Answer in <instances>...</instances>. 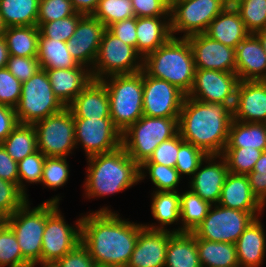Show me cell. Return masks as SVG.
<instances>
[{"mask_svg": "<svg viewBox=\"0 0 266 267\" xmlns=\"http://www.w3.org/2000/svg\"><path fill=\"white\" fill-rule=\"evenodd\" d=\"M247 177L253 194L266 206V175L259 172H250Z\"/></svg>", "mask_w": 266, "mask_h": 267, "instance_id": "680465c9", "label": "cell"}, {"mask_svg": "<svg viewBox=\"0 0 266 267\" xmlns=\"http://www.w3.org/2000/svg\"><path fill=\"white\" fill-rule=\"evenodd\" d=\"M204 34L236 49L238 44L250 33L246 30L238 11L230 3L211 21Z\"/></svg>", "mask_w": 266, "mask_h": 267, "instance_id": "83f0119b", "label": "cell"}, {"mask_svg": "<svg viewBox=\"0 0 266 267\" xmlns=\"http://www.w3.org/2000/svg\"><path fill=\"white\" fill-rule=\"evenodd\" d=\"M65 106L54 95L45 69H39L22 83L21 97L15 107L20 124H33L60 112Z\"/></svg>", "mask_w": 266, "mask_h": 267, "instance_id": "ba28073f", "label": "cell"}, {"mask_svg": "<svg viewBox=\"0 0 266 267\" xmlns=\"http://www.w3.org/2000/svg\"><path fill=\"white\" fill-rule=\"evenodd\" d=\"M218 204L245 212H262L265 207L253 194L247 175L231 172L225 178Z\"/></svg>", "mask_w": 266, "mask_h": 267, "instance_id": "cb8c5ba5", "label": "cell"}, {"mask_svg": "<svg viewBox=\"0 0 266 267\" xmlns=\"http://www.w3.org/2000/svg\"><path fill=\"white\" fill-rule=\"evenodd\" d=\"M83 14L75 13L64 19H58L44 24H37L39 28V37H46L49 39L66 42L74 34L78 22Z\"/></svg>", "mask_w": 266, "mask_h": 267, "instance_id": "f6af8a7d", "label": "cell"}, {"mask_svg": "<svg viewBox=\"0 0 266 267\" xmlns=\"http://www.w3.org/2000/svg\"><path fill=\"white\" fill-rule=\"evenodd\" d=\"M9 56L6 40L4 36H0V69L6 67Z\"/></svg>", "mask_w": 266, "mask_h": 267, "instance_id": "94428289", "label": "cell"}, {"mask_svg": "<svg viewBox=\"0 0 266 267\" xmlns=\"http://www.w3.org/2000/svg\"><path fill=\"white\" fill-rule=\"evenodd\" d=\"M57 99L67 107L93 80L91 70L78 65L71 69H45Z\"/></svg>", "mask_w": 266, "mask_h": 267, "instance_id": "603a6c76", "label": "cell"}, {"mask_svg": "<svg viewBox=\"0 0 266 267\" xmlns=\"http://www.w3.org/2000/svg\"><path fill=\"white\" fill-rule=\"evenodd\" d=\"M67 107L73 118L111 119L109 96L100 80H92Z\"/></svg>", "mask_w": 266, "mask_h": 267, "instance_id": "d4e9b609", "label": "cell"}, {"mask_svg": "<svg viewBox=\"0 0 266 267\" xmlns=\"http://www.w3.org/2000/svg\"><path fill=\"white\" fill-rule=\"evenodd\" d=\"M59 196L47 200V219L44 227L41 264H54L81 243V218L76 228L70 226L59 211Z\"/></svg>", "mask_w": 266, "mask_h": 267, "instance_id": "52a82bcc", "label": "cell"}, {"mask_svg": "<svg viewBox=\"0 0 266 267\" xmlns=\"http://www.w3.org/2000/svg\"><path fill=\"white\" fill-rule=\"evenodd\" d=\"M254 34L258 37V39L262 45V48L264 49V52L266 53V28L254 33Z\"/></svg>", "mask_w": 266, "mask_h": 267, "instance_id": "be15d7a7", "label": "cell"}, {"mask_svg": "<svg viewBox=\"0 0 266 267\" xmlns=\"http://www.w3.org/2000/svg\"><path fill=\"white\" fill-rule=\"evenodd\" d=\"M179 151V133L161 142L153 151L152 155L144 163H158L167 167L176 166Z\"/></svg>", "mask_w": 266, "mask_h": 267, "instance_id": "f907efd6", "label": "cell"}, {"mask_svg": "<svg viewBox=\"0 0 266 267\" xmlns=\"http://www.w3.org/2000/svg\"><path fill=\"white\" fill-rule=\"evenodd\" d=\"M39 28L37 26L8 27L4 33L9 55L37 57Z\"/></svg>", "mask_w": 266, "mask_h": 267, "instance_id": "e575fe53", "label": "cell"}, {"mask_svg": "<svg viewBox=\"0 0 266 267\" xmlns=\"http://www.w3.org/2000/svg\"><path fill=\"white\" fill-rule=\"evenodd\" d=\"M17 163L37 151L36 131L32 124H18L1 143Z\"/></svg>", "mask_w": 266, "mask_h": 267, "instance_id": "8d00e7d4", "label": "cell"}, {"mask_svg": "<svg viewBox=\"0 0 266 267\" xmlns=\"http://www.w3.org/2000/svg\"><path fill=\"white\" fill-rule=\"evenodd\" d=\"M22 82L5 67L0 69V104L15 109L21 97Z\"/></svg>", "mask_w": 266, "mask_h": 267, "instance_id": "681fc988", "label": "cell"}, {"mask_svg": "<svg viewBox=\"0 0 266 267\" xmlns=\"http://www.w3.org/2000/svg\"><path fill=\"white\" fill-rule=\"evenodd\" d=\"M31 267L23 258L15 233L0 219V267Z\"/></svg>", "mask_w": 266, "mask_h": 267, "instance_id": "74e56055", "label": "cell"}, {"mask_svg": "<svg viewBox=\"0 0 266 267\" xmlns=\"http://www.w3.org/2000/svg\"><path fill=\"white\" fill-rule=\"evenodd\" d=\"M73 8L77 13L83 15H93L99 0H71Z\"/></svg>", "mask_w": 266, "mask_h": 267, "instance_id": "91938a15", "label": "cell"}, {"mask_svg": "<svg viewBox=\"0 0 266 267\" xmlns=\"http://www.w3.org/2000/svg\"><path fill=\"white\" fill-rule=\"evenodd\" d=\"M217 158H219V162L215 160ZM203 162L207 165L202 166L204 164ZM228 173L227 163L222 155H207L194 175L189 177L191 178L189 181L190 191L199 195L211 205L218 204L221 190Z\"/></svg>", "mask_w": 266, "mask_h": 267, "instance_id": "d6986e66", "label": "cell"}, {"mask_svg": "<svg viewBox=\"0 0 266 267\" xmlns=\"http://www.w3.org/2000/svg\"><path fill=\"white\" fill-rule=\"evenodd\" d=\"M100 81L107 89L112 122L123 133L143 116V69L107 76Z\"/></svg>", "mask_w": 266, "mask_h": 267, "instance_id": "5b68a950", "label": "cell"}, {"mask_svg": "<svg viewBox=\"0 0 266 267\" xmlns=\"http://www.w3.org/2000/svg\"><path fill=\"white\" fill-rule=\"evenodd\" d=\"M164 267H202L192 232L169 231Z\"/></svg>", "mask_w": 266, "mask_h": 267, "instance_id": "f1b7e54d", "label": "cell"}, {"mask_svg": "<svg viewBox=\"0 0 266 267\" xmlns=\"http://www.w3.org/2000/svg\"><path fill=\"white\" fill-rule=\"evenodd\" d=\"M168 241L169 230L143 227L126 267H164Z\"/></svg>", "mask_w": 266, "mask_h": 267, "instance_id": "44dd1931", "label": "cell"}, {"mask_svg": "<svg viewBox=\"0 0 266 267\" xmlns=\"http://www.w3.org/2000/svg\"><path fill=\"white\" fill-rule=\"evenodd\" d=\"M39 65L42 69H71L78 66L67 49V43L46 37L38 39Z\"/></svg>", "mask_w": 266, "mask_h": 267, "instance_id": "836d02e7", "label": "cell"}, {"mask_svg": "<svg viewBox=\"0 0 266 267\" xmlns=\"http://www.w3.org/2000/svg\"><path fill=\"white\" fill-rule=\"evenodd\" d=\"M6 25L4 24L3 18L0 14V36H4V33L6 31Z\"/></svg>", "mask_w": 266, "mask_h": 267, "instance_id": "e7e4bbea", "label": "cell"}, {"mask_svg": "<svg viewBox=\"0 0 266 267\" xmlns=\"http://www.w3.org/2000/svg\"><path fill=\"white\" fill-rule=\"evenodd\" d=\"M18 124L15 109L0 104V144Z\"/></svg>", "mask_w": 266, "mask_h": 267, "instance_id": "6f0895ef", "label": "cell"}, {"mask_svg": "<svg viewBox=\"0 0 266 267\" xmlns=\"http://www.w3.org/2000/svg\"><path fill=\"white\" fill-rule=\"evenodd\" d=\"M69 172L66 157H46L41 183L45 187L57 190L68 181Z\"/></svg>", "mask_w": 266, "mask_h": 267, "instance_id": "bcb514c9", "label": "cell"}, {"mask_svg": "<svg viewBox=\"0 0 266 267\" xmlns=\"http://www.w3.org/2000/svg\"><path fill=\"white\" fill-rule=\"evenodd\" d=\"M136 17L170 16V9L162 0H132Z\"/></svg>", "mask_w": 266, "mask_h": 267, "instance_id": "f5cc1de1", "label": "cell"}, {"mask_svg": "<svg viewBox=\"0 0 266 267\" xmlns=\"http://www.w3.org/2000/svg\"><path fill=\"white\" fill-rule=\"evenodd\" d=\"M190 43L196 69L235 73V49L213 40L204 33L186 37Z\"/></svg>", "mask_w": 266, "mask_h": 267, "instance_id": "ac0fdd59", "label": "cell"}, {"mask_svg": "<svg viewBox=\"0 0 266 267\" xmlns=\"http://www.w3.org/2000/svg\"><path fill=\"white\" fill-rule=\"evenodd\" d=\"M6 68L22 83L30 79L39 69L37 57L9 56Z\"/></svg>", "mask_w": 266, "mask_h": 267, "instance_id": "816d5d0a", "label": "cell"}, {"mask_svg": "<svg viewBox=\"0 0 266 267\" xmlns=\"http://www.w3.org/2000/svg\"><path fill=\"white\" fill-rule=\"evenodd\" d=\"M239 81H266V53L258 37L250 33L235 49Z\"/></svg>", "mask_w": 266, "mask_h": 267, "instance_id": "7402d4cb", "label": "cell"}, {"mask_svg": "<svg viewBox=\"0 0 266 267\" xmlns=\"http://www.w3.org/2000/svg\"><path fill=\"white\" fill-rule=\"evenodd\" d=\"M186 94L166 80L149 76L143 70V115L179 118Z\"/></svg>", "mask_w": 266, "mask_h": 267, "instance_id": "5bb4252c", "label": "cell"}, {"mask_svg": "<svg viewBox=\"0 0 266 267\" xmlns=\"http://www.w3.org/2000/svg\"><path fill=\"white\" fill-rule=\"evenodd\" d=\"M249 33L266 28V0H230Z\"/></svg>", "mask_w": 266, "mask_h": 267, "instance_id": "f35d334b", "label": "cell"}, {"mask_svg": "<svg viewBox=\"0 0 266 267\" xmlns=\"http://www.w3.org/2000/svg\"><path fill=\"white\" fill-rule=\"evenodd\" d=\"M75 142L81 145L87 157L108 153L121 146V132L112 119L74 118Z\"/></svg>", "mask_w": 266, "mask_h": 267, "instance_id": "9a60e30c", "label": "cell"}, {"mask_svg": "<svg viewBox=\"0 0 266 267\" xmlns=\"http://www.w3.org/2000/svg\"><path fill=\"white\" fill-rule=\"evenodd\" d=\"M252 172H259L260 174L266 175V151L262 152Z\"/></svg>", "mask_w": 266, "mask_h": 267, "instance_id": "6125c7cd", "label": "cell"}, {"mask_svg": "<svg viewBox=\"0 0 266 267\" xmlns=\"http://www.w3.org/2000/svg\"><path fill=\"white\" fill-rule=\"evenodd\" d=\"M75 13L71 0H40L37 24L64 19Z\"/></svg>", "mask_w": 266, "mask_h": 267, "instance_id": "c3c4849f", "label": "cell"}, {"mask_svg": "<svg viewBox=\"0 0 266 267\" xmlns=\"http://www.w3.org/2000/svg\"><path fill=\"white\" fill-rule=\"evenodd\" d=\"M143 70L151 77L166 80L188 95L196 71L190 43L184 37L172 36L143 59Z\"/></svg>", "mask_w": 266, "mask_h": 267, "instance_id": "277c9868", "label": "cell"}, {"mask_svg": "<svg viewBox=\"0 0 266 267\" xmlns=\"http://www.w3.org/2000/svg\"><path fill=\"white\" fill-rule=\"evenodd\" d=\"M212 205L203 200L199 195L188 190L180 194V220L181 227L172 232H193L204 220Z\"/></svg>", "mask_w": 266, "mask_h": 267, "instance_id": "d590c367", "label": "cell"}, {"mask_svg": "<svg viewBox=\"0 0 266 267\" xmlns=\"http://www.w3.org/2000/svg\"><path fill=\"white\" fill-rule=\"evenodd\" d=\"M238 83L236 73L196 69L194 83L187 96L205 103H222L233 109Z\"/></svg>", "mask_w": 266, "mask_h": 267, "instance_id": "2e32d148", "label": "cell"}, {"mask_svg": "<svg viewBox=\"0 0 266 267\" xmlns=\"http://www.w3.org/2000/svg\"><path fill=\"white\" fill-rule=\"evenodd\" d=\"M261 213L245 212L215 204L192 233L196 239L235 244L249 224Z\"/></svg>", "mask_w": 266, "mask_h": 267, "instance_id": "30bf717a", "label": "cell"}, {"mask_svg": "<svg viewBox=\"0 0 266 267\" xmlns=\"http://www.w3.org/2000/svg\"><path fill=\"white\" fill-rule=\"evenodd\" d=\"M55 267H95L88 250L80 243L74 250L54 263Z\"/></svg>", "mask_w": 266, "mask_h": 267, "instance_id": "db71d44e", "label": "cell"}, {"mask_svg": "<svg viewBox=\"0 0 266 267\" xmlns=\"http://www.w3.org/2000/svg\"><path fill=\"white\" fill-rule=\"evenodd\" d=\"M93 16L106 28L116 22L136 17L132 0H99Z\"/></svg>", "mask_w": 266, "mask_h": 267, "instance_id": "60d3db41", "label": "cell"}, {"mask_svg": "<svg viewBox=\"0 0 266 267\" xmlns=\"http://www.w3.org/2000/svg\"><path fill=\"white\" fill-rule=\"evenodd\" d=\"M28 198L15 183L0 178V218L6 219L18 210Z\"/></svg>", "mask_w": 266, "mask_h": 267, "instance_id": "7dc6e473", "label": "cell"}, {"mask_svg": "<svg viewBox=\"0 0 266 267\" xmlns=\"http://www.w3.org/2000/svg\"><path fill=\"white\" fill-rule=\"evenodd\" d=\"M233 120L266 123V81H239Z\"/></svg>", "mask_w": 266, "mask_h": 267, "instance_id": "ffe728a7", "label": "cell"}, {"mask_svg": "<svg viewBox=\"0 0 266 267\" xmlns=\"http://www.w3.org/2000/svg\"><path fill=\"white\" fill-rule=\"evenodd\" d=\"M260 217L255 218L235 243L239 267H260L266 253V234Z\"/></svg>", "mask_w": 266, "mask_h": 267, "instance_id": "4316f807", "label": "cell"}, {"mask_svg": "<svg viewBox=\"0 0 266 267\" xmlns=\"http://www.w3.org/2000/svg\"><path fill=\"white\" fill-rule=\"evenodd\" d=\"M143 227L102 207L82 216L81 244L96 264L126 267Z\"/></svg>", "mask_w": 266, "mask_h": 267, "instance_id": "6da1fadb", "label": "cell"}, {"mask_svg": "<svg viewBox=\"0 0 266 267\" xmlns=\"http://www.w3.org/2000/svg\"><path fill=\"white\" fill-rule=\"evenodd\" d=\"M230 4V0H183L170 9L171 34L182 37L204 33L211 21ZM175 34V35H174Z\"/></svg>", "mask_w": 266, "mask_h": 267, "instance_id": "4fadbf2b", "label": "cell"}, {"mask_svg": "<svg viewBox=\"0 0 266 267\" xmlns=\"http://www.w3.org/2000/svg\"><path fill=\"white\" fill-rule=\"evenodd\" d=\"M207 154L193 144L185 142L179 134V151L175 169L179 175L193 176Z\"/></svg>", "mask_w": 266, "mask_h": 267, "instance_id": "ee69618b", "label": "cell"}, {"mask_svg": "<svg viewBox=\"0 0 266 267\" xmlns=\"http://www.w3.org/2000/svg\"><path fill=\"white\" fill-rule=\"evenodd\" d=\"M262 152L255 148H225L222 156L226 160L228 172L247 175L253 171Z\"/></svg>", "mask_w": 266, "mask_h": 267, "instance_id": "b9f144b4", "label": "cell"}, {"mask_svg": "<svg viewBox=\"0 0 266 267\" xmlns=\"http://www.w3.org/2000/svg\"><path fill=\"white\" fill-rule=\"evenodd\" d=\"M85 197L96 198L125 191L140 182L139 165L120 146L114 151L86 157Z\"/></svg>", "mask_w": 266, "mask_h": 267, "instance_id": "3957f363", "label": "cell"}, {"mask_svg": "<svg viewBox=\"0 0 266 267\" xmlns=\"http://www.w3.org/2000/svg\"><path fill=\"white\" fill-rule=\"evenodd\" d=\"M105 29L93 15L80 18L74 34L67 41V49L78 65L92 70Z\"/></svg>", "mask_w": 266, "mask_h": 267, "instance_id": "e0dca14e", "label": "cell"}, {"mask_svg": "<svg viewBox=\"0 0 266 267\" xmlns=\"http://www.w3.org/2000/svg\"><path fill=\"white\" fill-rule=\"evenodd\" d=\"M143 69V58L136 49L105 29L96 61L91 70L93 80L116 74H132Z\"/></svg>", "mask_w": 266, "mask_h": 267, "instance_id": "8fae6325", "label": "cell"}, {"mask_svg": "<svg viewBox=\"0 0 266 267\" xmlns=\"http://www.w3.org/2000/svg\"><path fill=\"white\" fill-rule=\"evenodd\" d=\"M169 9H171L176 3L183 1V0H162Z\"/></svg>", "mask_w": 266, "mask_h": 267, "instance_id": "03108f58", "label": "cell"}, {"mask_svg": "<svg viewBox=\"0 0 266 267\" xmlns=\"http://www.w3.org/2000/svg\"><path fill=\"white\" fill-rule=\"evenodd\" d=\"M139 170L140 181L145 179L147 176L145 174L148 173L152 183L157 187L156 191H178L176 187L180 183L181 176L175 168L158 163H143L139 166Z\"/></svg>", "mask_w": 266, "mask_h": 267, "instance_id": "ab89813d", "label": "cell"}, {"mask_svg": "<svg viewBox=\"0 0 266 267\" xmlns=\"http://www.w3.org/2000/svg\"><path fill=\"white\" fill-rule=\"evenodd\" d=\"M37 150L46 157H67L76 148L75 123L68 107L32 124Z\"/></svg>", "mask_w": 266, "mask_h": 267, "instance_id": "7c38bea8", "label": "cell"}, {"mask_svg": "<svg viewBox=\"0 0 266 267\" xmlns=\"http://www.w3.org/2000/svg\"><path fill=\"white\" fill-rule=\"evenodd\" d=\"M29 205L28 199L5 221L15 233L23 258L31 267H35L41 264L42 238L47 219V201L33 209Z\"/></svg>", "mask_w": 266, "mask_h": 267, "instance_id": "9c48e42d", "label": "cell"}, {"mask_svg": "<svg viewBox=\"0 0 266 267\" xmlns=\"http://www.w3.org/2000/svg\"><path fill=\"white\" fill-rule=\"evenodd\" d=\"M107 29L124 43L133 46L137 51L136 17L116 22Z\"/></svg>", "mask_w": 266, "mask_h": 267, "instance_id": "11a10c76", "label": "cell"}, {"mask_svg": "<svg viewBox=\"0 0 266 267\" xmlns=\"http://www.w3.org/2000/svg\"><path fill=\"white\" fill-rule=\"evenodd\" d=\"M233 120L232 108L222 103H205L186 95L178 118L181 138L207 155H222Z\"/></svg>", "mask_w": 266, "mask_h": 267, "instance_id": "7a4b0ae2", "label": "cell"}, {"mask_svg": "<svg viewBox=\"0 0 266 267\" xmlns=\"http://www.w3.org/2000/svg\"><path fill=\"white\" fill-rule=\"evenodd\" d=\"M95 267H120V266H112V265H100V264H96Z\"/></svg>", "mask_w": 266, "mask_h": 267, "instance_id": "003e7915", "label": "cell"}, {"mask_svg": "<svg viewBox=\"0 0 266 267\" xmlns=\"http://www.w3.org/2000/svg\"><path fill=\"white\" fill-rule=\"evenodd\" d=\"M45 158L46 156L37 150L17 163L18 188L27 198V188L23 183L24 181L31 184L41 183Z\"/></svg>", "mask_w": 266, "mask_h": 267, "instance_id": "7bdbcfd3", "label": "cell"}, {"mask_svg": "<svg viewBox=\"0 0 266 267\" xmlns=\"http://www.w3.org/2000/svg\"><path fill=\"white\" fill-rule=\"evenodd\" d=\"M0 178L18 186L17 162L7 153L2 144H0Z\"/></svg>", "mask_w": 266, "mask_h": 267, "instance_id": "9f6ffc18", "label": "cell"}, {"mask_svg": "<svg viewBox=\"0 0 266 267\" xmlns=\"http://www.w3.org/2000/svg\"><path fill=\"white\" fill-rule=\"evenodd\" d=\"M202 267H239L235 244L196 239Z\"/></svg>", "mask_w": 266, "mask_h": 267, "instance_id": "1f68e13d", "label": "cell"}, {"mask_svg": "<svg viewBox=\"0 0 266 267\" xmlns=\"http://www.w3.org/2000/svg\"><path fill=\"white\" fill-rule=\"evenodd\" d=\"M151 204V213L159 224L157 226L154 223L143 224L144 227L152 230L172 231L166 227L180 222V192L154 191Z\"/></svg>", "mask_w": 266, "mask_h": 267, "instance_id": "f546056e", "label": "cell"}, {"mask_svg": "<svg viewBox=\"0 0 266 267\" xmlns=\"http://www.w3.org/2000/svg\"><path fill=\"white\" fill-rule=\"evenodd\" d=\"M179 133L178 118H155L143 115L121 134V146L140 166L163 141Z\"/></svg>", "mask_w": 266, "mask_h": 267, "instance_id": "8992f818", "label": "cell"}, {"mask_svg": "<svg viewBox=\"0 0 266 267\" xmlns=\"http://www.w3.org/2000/svg\"><path fill=\"white\" fill-rule=\"evenodd\" d=\"M40 0H0L6 27L37 26Z\"/></svg>", "mask_w": 266, "mask_h": 267, "instance_id": "d6a6232c", "label": "cell"}, {"mask_svg": "<svg viewBox=\"0 0 266 267\" xmlns=\"http://www.w3.org/2000/svg\"><path fill=\"white\" fill-rule=\"evenodd\" d=\"M137 53L144 59L171 37L170 16L136 17Z\"/></svg>", "mask_w": 266, "mask_h": 267, "instance_id": "484cf974", "label": "cell"}, {"mask_svg": "<svg viewBox=\"0 0 266 267\" xmlns=\"http://www.w3.org/2000/svg\"><path fill=\"white\" fill-rule=\"evenodd\" d=\"M42 267H55L54 264H41Z\"/></svg>", "mask_w": 266, "mask_h": 267, "instance_id": "a7ac6f4b", "label": "cell"}, {"mask_svg": "<svg viewBox=\"0 0 266 267\" xmlns=\"http://www.w3.org/2000/svg\"><path fill=\"white\" fill-rule=\"evenodd\" d=\"M250 148L266 151V123L232 120L225 148Z\"/></svg>", "mask_w": 266, "mask_h": 267, "instance_id": "4dcf8cb0", "label": "cell"}]
</instances>
